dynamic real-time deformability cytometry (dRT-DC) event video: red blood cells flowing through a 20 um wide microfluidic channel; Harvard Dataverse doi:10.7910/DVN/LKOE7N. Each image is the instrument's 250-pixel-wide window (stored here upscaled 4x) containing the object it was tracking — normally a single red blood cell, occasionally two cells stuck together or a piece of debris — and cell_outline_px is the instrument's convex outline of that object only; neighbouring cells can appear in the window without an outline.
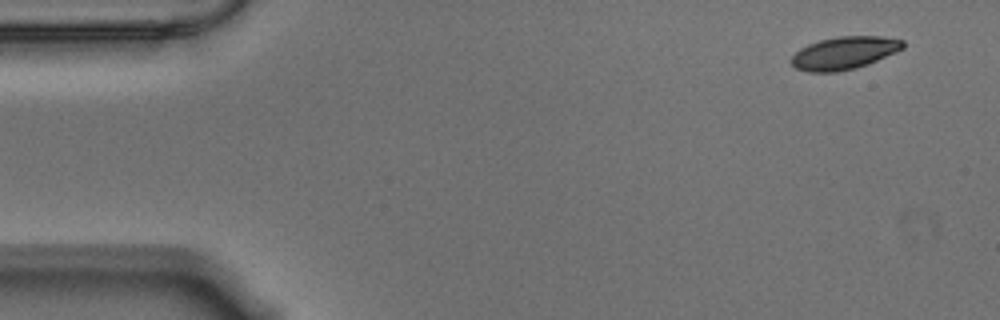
{"species": "Egyptian fruit bat (a non-hibernating species)", "species_latin": "Rousettus aegyptiacus", "temperature_condition": "warm", "stored_images_in_passage": 54, "camera_frame_rate_fps": 3000, "um_per_image_px": 0.085, "animal": {"sex": "male"}, "frame": {"image": 1, "passage_image": 1, "time_ms": 0.0, "image_size_px": [1000, 320], "cell_outline_px": [[904, 48], [896, 52], [868, 64], [856, 68], [836, 72], [808, 72], [796, 68], [792, 64], [792, 56], [800, 48], [808, 44], [820, 40], [836, 36], [880, 36], [904, 40]], "centroid_in_image_um": [71.77, 4.5], "position_along_channel_um": 13.2, "area_um2": 21.27}}
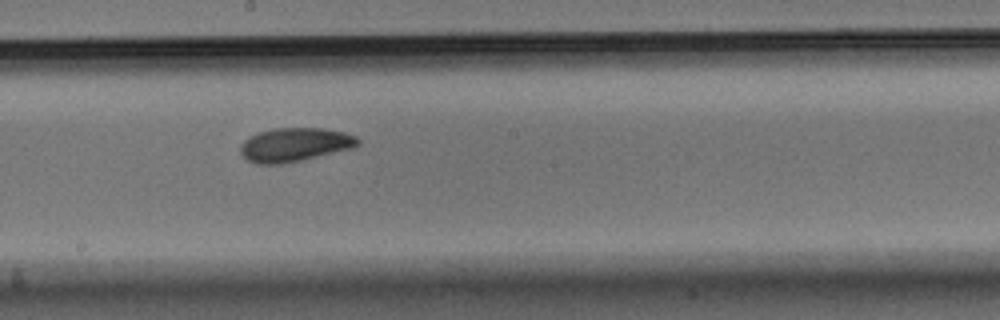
{"frame": {"image": 2, "passage_image": 28, "time_ms": 9.0, "image_size_px": [1000, 320], "cell_outline_px": [[360, 144], [352, 148], [300, 160], [280, 164], [256, 164], [248, 160], [240, 152], [240, 144], [248, 136], [256, 132], [272, 128], [324, 128], [344, 132], [356, 136], [360, 140]], "centroid_in_image_um": [25.02, 12.28], "position_along_channel_um": 223.2, "area_um2": 23.18}}
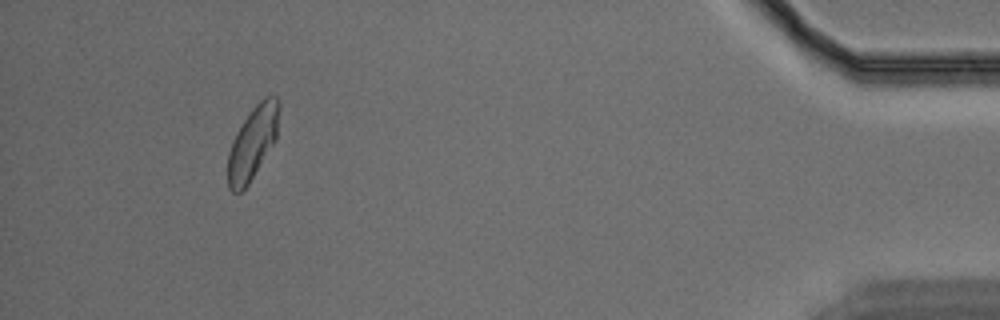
{"frame": {"image": 3, "passage_image": 50, "time_ms": 16.333, "image_size_px": [1000, 320], "cell_outline_px": [[280, 108], [276, 140], [248, 184], [240, 192], [232, 192], [228, 188], [228, 152], [232, 140], [236, 132], [252, 108], [264, 96], [272, 92], [280, 100]], "centroid_in_image_um": [21.5, 12.07], "position_along_channel_um": 413.7, "area_um2": 21.96}, "authors_computed_cell_mechanics": {"area_um2": 22.2241, "velocity_mm_per_s": 3.5184, "shape_relaxation_time_tau1_ms": 5.7413, "shape_relaxation_time_tau2_ms": 2.7099, "deformation_change_tau1": 0.1461, "deformation_change_tau2": 0.0649}}